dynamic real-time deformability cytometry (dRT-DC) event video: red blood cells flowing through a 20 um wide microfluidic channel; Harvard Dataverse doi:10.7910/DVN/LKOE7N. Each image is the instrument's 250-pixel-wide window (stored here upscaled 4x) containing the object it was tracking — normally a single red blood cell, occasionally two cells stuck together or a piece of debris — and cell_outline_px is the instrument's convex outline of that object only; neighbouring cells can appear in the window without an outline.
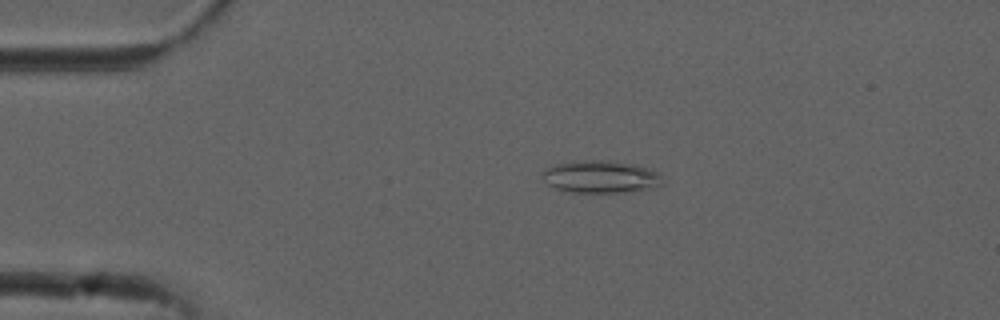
{"species": "common noctule bat (a hibernating species)", "species_latin": "Nyctalus noctula", "temperature_condition": "cold", "stored_images_in_passage": 5, "camera_frame_rate_fps": 3000, "um_per_image_px": 0.085, "animal": {"sex": "male", "forearm_length_mm": 52.5}, "frame": {"image": 1, "passage_image": 4, "time_ms": 1.0, "image_size_px": [1000, 320], "cell_outline_px": [[664, 184], [656, 188], [620, 192], [572, 192], [556, 188], [548, 184], [544, 180], [540, 172], [544, 168], [556, 164], [584, 160], [608, 160], [636, 164], [660, 172]], "centroid_in_image_um": [51.1, 15.01], "position_along_channel_um": 33.9, "area_um2": 22.95}}